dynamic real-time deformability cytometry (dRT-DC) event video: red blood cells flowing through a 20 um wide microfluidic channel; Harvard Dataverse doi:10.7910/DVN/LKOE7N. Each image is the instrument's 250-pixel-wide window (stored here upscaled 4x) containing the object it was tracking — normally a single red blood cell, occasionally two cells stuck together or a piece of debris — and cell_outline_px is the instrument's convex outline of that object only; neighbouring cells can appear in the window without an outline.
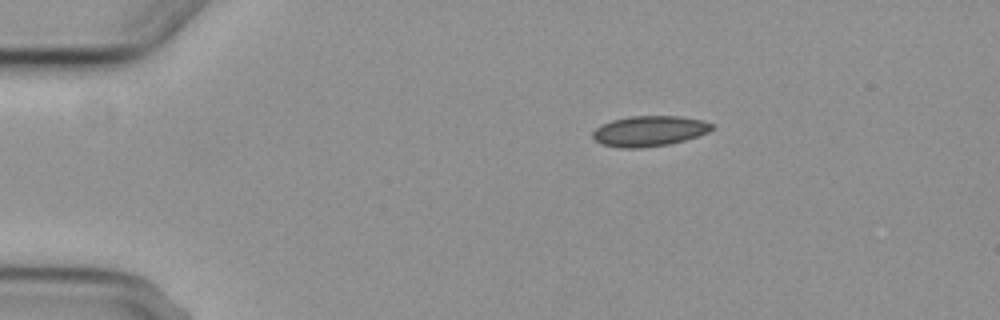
{"species": "common noctule bat (a hibernating species)", "species_latin": "Nyctalus noctula", "temperature_condition": "cold", "stored_images_in_passage": 4, "segment_of_instrument_passage": [1, 2], "camera_frame_rate_fps": 3000, "um_per_image_px": 0.085, "animal": {"sex": "female", "body_mass_g": 29.2, "forearm_length_mm": 56.3}, "frame": {"image": 1, "passage_image": 1, "time_ms": 0.0, "image_size_px": [1000, 320], "cell_outline_px": [[716, 128], [708, 132], [684, 140], [668, 144], [640, 148], [620, 148], [600, 144], [592, 136], [592, 132], [600, 124], [612, 120], [632, 116], [680, 116], [704, 120], [716, 124]], "centroid_in_image_um": [55.21, 11.13], "position_along_channel_um": 29.8, "area_um2": 21.33}}